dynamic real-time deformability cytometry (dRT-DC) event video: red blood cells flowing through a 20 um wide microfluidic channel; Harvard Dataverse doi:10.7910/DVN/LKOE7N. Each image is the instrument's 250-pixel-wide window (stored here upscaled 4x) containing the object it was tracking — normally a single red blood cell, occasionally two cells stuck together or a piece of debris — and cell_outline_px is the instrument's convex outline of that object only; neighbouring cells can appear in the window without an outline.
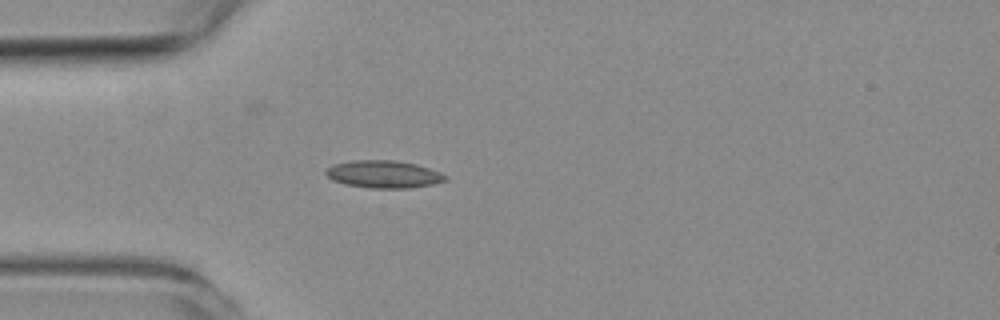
{"species": "common noctule bat (a hibernating species)", "species_latin": "Nyctalus noctula", "temperature_condition": "room temperature", "stored_images_in_passage": 41, "camera_frame_rate_fps": 3000, "um_per_image_px": 0.085, "animal": {"sex": "female", "body_mass_g": 19.3, "forearm_length_mm": 54.1}, "frame": {"image": 1, "passage_image": 1, "time_ms": 0.0, "image_size_px": [1000, 320], "cell_outline_px": [[448, 176], [444, 180], [432, 184], [408, 188], [368, 188], [344, 184], [332, 180], [324, 172], [332, 164], [352, 160], [392, 160], [416, 164], [440, 172]], "centroid_in_image_um": [32.56, 14.81], "position_along_channel_um": 52.4, "area_um2": 19.07}}
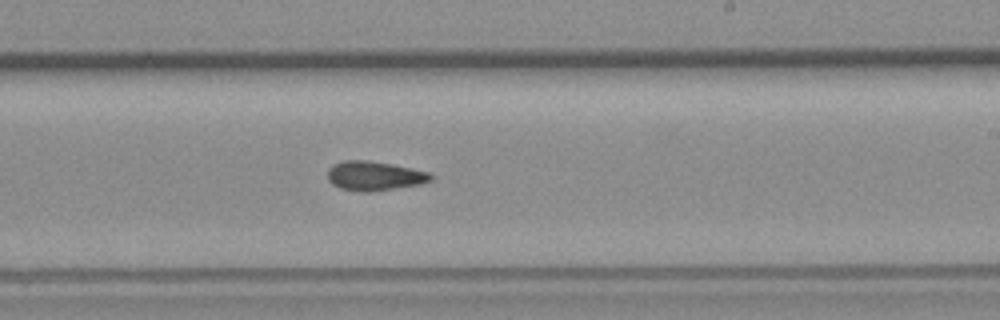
{"frame": {"image": 2, "passage_image": 18, "time_ms": 5.667, "image_size_px": [1000, 320], "cell_outline_px": [[432, 180], [420, 184], [368, 192], [360, 192], [340, 188], [332, 184], [328, 180], [328, 168], [344, 160], [368, 160], [392, 164], [412, 168], [428, 172], [432, 176]], "centroid_in_image_um": [31.81, 14.95], "position_along_channel_um": 257.2, "area_um2": 17.51}}
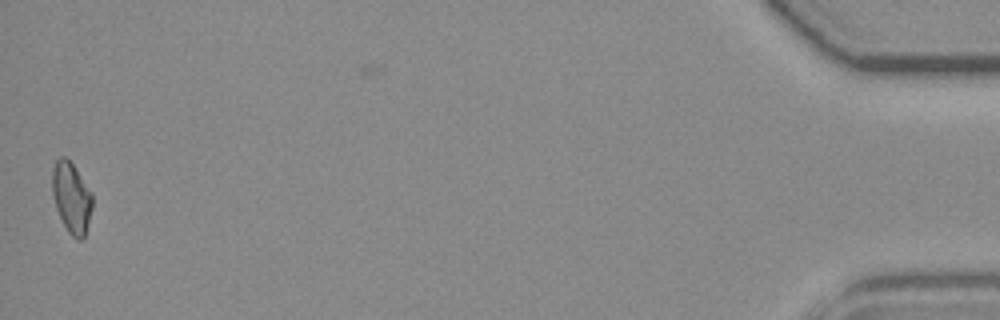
{"frame": {"image": 3, "passage_image": 40, "time_ms": 13.0, "image_size_px": [1000, 320], "cell_outline_px": [[92, 208], [84, 236], [80, 240], [76, 240], [68, 232], [56, 208], [52, 192], [52, 168], [56, 160], [60, 156], [64, 156], [72, 164], [92, 192]], "centroid_in_image_um": [6.07, 16.79], "position_along_channel_um": 429.1, "area_um2": 16.36}, "authors_computed_cell_mechanics": {"area_um2": 17.051, "velocity_mm_per_s": 3.7386, "shape_relaxation_time_tau1_ms": null, "shape_relaxation_time_tau2_ms": 7.9071, "deformation_change_tau1": null, "deformation_change_tau2": 0.142}}